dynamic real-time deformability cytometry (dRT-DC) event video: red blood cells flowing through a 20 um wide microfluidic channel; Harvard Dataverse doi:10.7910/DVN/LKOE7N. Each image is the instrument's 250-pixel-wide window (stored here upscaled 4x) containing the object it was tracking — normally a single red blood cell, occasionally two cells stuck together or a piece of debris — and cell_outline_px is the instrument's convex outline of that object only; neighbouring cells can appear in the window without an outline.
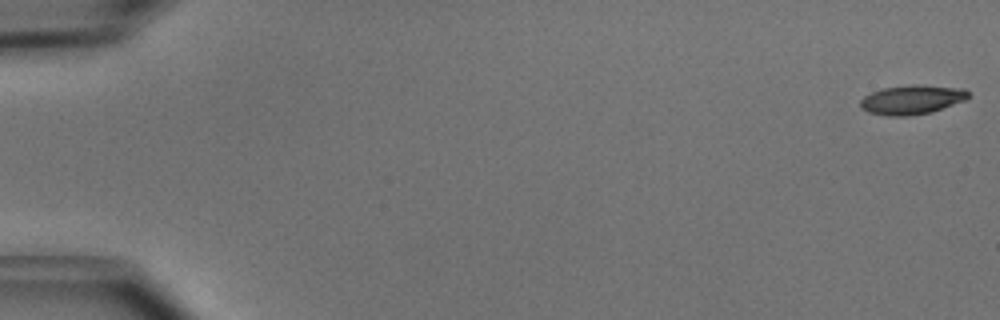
{"species": "common noctule bat (a hibernating species)", "species_latin": "Nyctalus noctula", "temperature_condition": "cold", "stored_images_in_passage": 14, "camera_frame_rate_fps": 3000, "um_per_image_px": 0.085, "animal": {"sex": "male", "body_mass_g": 15.6}, "frame": {"image": 1, "passage_image": 1, "time_ms": 0.0, "image_size_px": [1000, 320], "cell_outline_px": [[968, 96], [964, 100], [932, 112], [908, 116], [888, 116], [868, 112], [860, 108], [860, 100], [864, 96], [872, 92], [884, 88], [908, 84], [916, 84], [964, 88], [968, 92]], "centroid_in_image_um": [77.48, 8.47], "position_along_channel_um": 7.5, "area_um2": 18.44}}
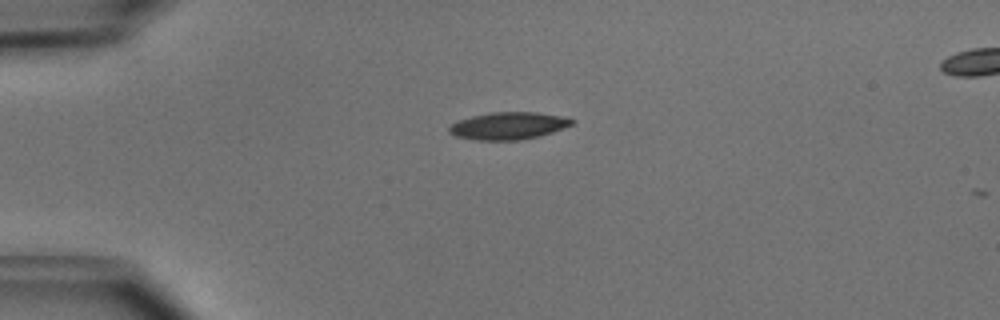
{"frame": {"image": 2, "passage_image": 13, "time_ms": 4.0, "image_size_px": [1000, 320], "cell_outline_px": [[576, 120], [572, 124], [552, 132], [540, 136], [520, 140], [476, 140], [456, 136], [448, 132], [448, 128], [452, 124], [460, 120], [472, 116], [492, 112], [536, 112], [568, 116]], "centroid_in_image_um": [43.26, 10.68], "position_along_channel_um": 41.7, "area_um2": 19.59}}